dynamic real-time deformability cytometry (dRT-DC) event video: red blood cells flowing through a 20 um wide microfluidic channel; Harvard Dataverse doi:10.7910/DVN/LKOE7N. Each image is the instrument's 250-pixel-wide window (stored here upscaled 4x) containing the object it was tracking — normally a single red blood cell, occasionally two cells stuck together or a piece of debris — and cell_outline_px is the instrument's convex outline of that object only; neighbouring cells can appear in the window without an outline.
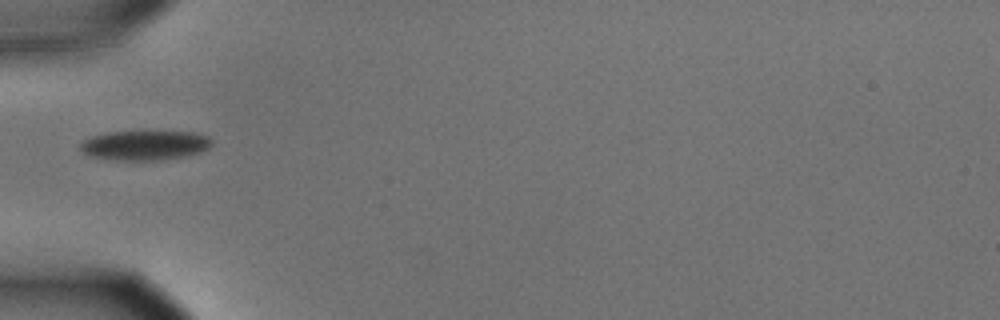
{"species": "common noctule bat (a hibernating species)", "species_latin": "Nyctalus noctula", "temperature_condition": "cold", "stored_images_in_passage": 38, "camera_frame_rate_fps": 3000, "um_per_image_px": 0.085, "animal": {"sex": "male", "body_mass_g": 15.6}, "frame": {"image": 1, "passage_image": 1, "time_ms": 0.0, "image_size_px": [1000, 320], "cell_outline_px": [[212, 144], [208, 148], [200, 152], [180, 156], [152, 160], [120, 160], [88, 156], [80, 148], [80, 144], [84, 140], [92, 136], [108, 132], [196, 132], [208, 136], [212, 140]], "centroid_in_image_um": [12.3, 12.34], "position_along_channel_um": 72.7, "area_um2": 22.31}}
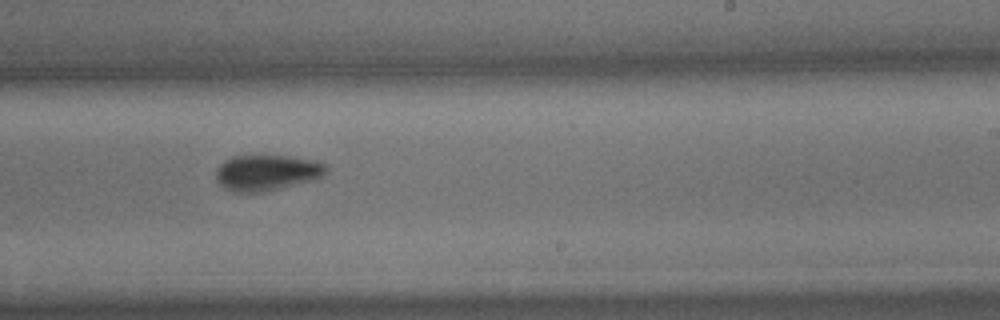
{"frame": {"image": 2, "passage_image": 17, "time_ms": 5.333, "image_size_px": [1000, 320], "cell_outline_px": [[328, 168], [320, 176], [312, 180], [264, 192], [236, 192], [224, 188], [220, 184], [216, 176], [216, 168], [224, 160], [232, 156], [288, 156], [312, 160], [324, 164]], "centroid_in_image_um": [22.62, 14.67], "position_along_channel_um": 266.4, "area_um2": 22.66}}
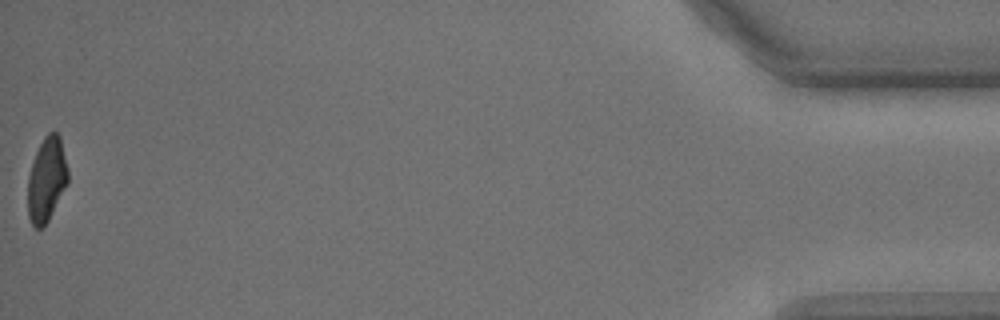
{"frame": {"image": 3, "passage_image": 38, "time_ms": 12.333, "image_size_px": [1000, 320], "cell_outline_px": [[68, 184], [48, 220], [40, 228], [36, 228], [32, 224], [28, 216], [28, 176], [36, 152], [44, 136], [48, 132], [56, 132], [60, 136], [68, 168]], "centroid_in_image_um": [3.98, 15.24], "position_along_channel_um": 431.2, "area_um2": 19.65}, "authors_computed_cell_mechanics": {"area_um2": 22.3975, "velocity_mm_per_s": 3.6183, "shape_relaxation_time_tau1_ms": 3.0068, "shape_relaxation_time_tau2_ms": 7.6297, "deformation_change_tau1": 0.1052, "deformation_change_tau2": 0.1151}}